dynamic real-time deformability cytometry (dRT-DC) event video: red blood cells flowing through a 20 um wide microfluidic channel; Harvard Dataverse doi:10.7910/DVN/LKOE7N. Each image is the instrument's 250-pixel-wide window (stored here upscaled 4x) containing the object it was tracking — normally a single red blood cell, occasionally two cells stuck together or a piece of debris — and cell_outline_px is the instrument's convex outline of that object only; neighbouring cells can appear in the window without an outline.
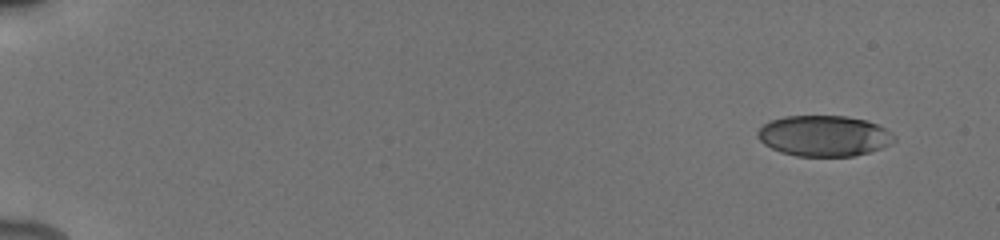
{"species": "human", "species_latin": "Homo sapiens", "temperature_condition": "cold", "stored_images_in_passage": 51, "camera_frame_rate_fps": 3000, "um_per_image_px": 0.085, "donor": {"sex": "male"}, "frame": {"image": 1, "passage_image": 1, "time_ms": 0.0, "image_size_px": [1000, 240], "cell_outline_px": [[896, 140], [892, 144], [868, 152], [852, 156], [796, 156], [780, 152], [764, 144], [756, 136], [756, 132], [764, 124], [772, 120], [784, 116], [848, 116], [868, 120], [892, 132], [896, 136]], "centroid_in_image_um": [70.05, 11.54], "position_along_channel_um": 14.9, "area_um2": 32.6}}
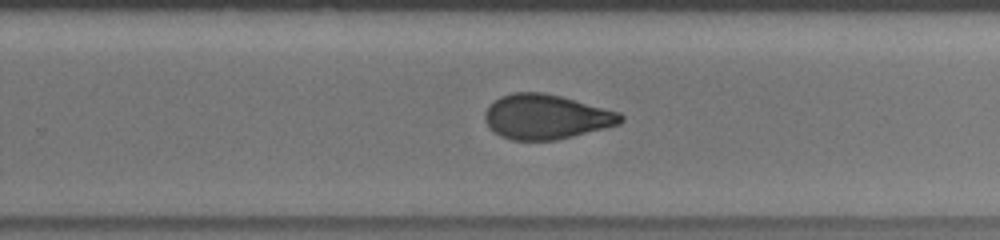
{"frame": {"image": 2, "passage_image": 34, "time_ms": 11.0, "image_size_px": [1000, 240], "cell_outline_px": [[624, 120], [620, 124], [556, 140], [512, 140], [500, 136], [488, 128], [484, 120], [484, 116], [488, 108], [500, 96], [512, 92], [544, 92], [560, 96], [620, 112], [624, 116]], "centroid_in_image_um": [46.41, 9.93], "position_along_channel_um": 283.4, "area_um2": 35.32}}
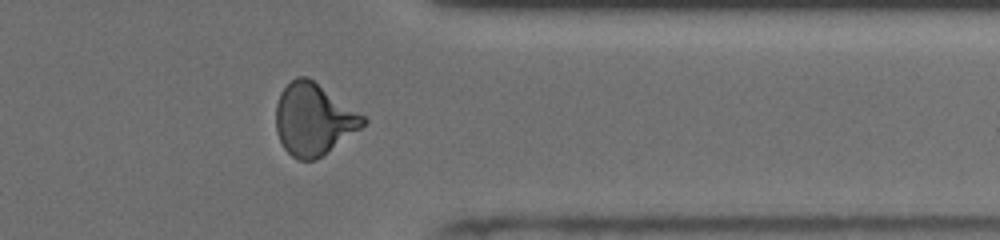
{"frame": {"image": 3, "passage_image": 42, "time_ms": 13.667, "image_size_px": [1000, 240], "cell_outline_px": [[368, 120], [360, 128], [320, 156], [312, 160], [296, 160], [284, 148], [276, 132], [276, 104], [280, 92], [296, 76], [308, 76], [364, 116]], "centroid_in_image_um": [26.61, 10.12], "position_along_channel_um": 384.8, "area_um2": 35.89}, "authors_computed_cell_mechanics": {"area_um2": 34.9112, "velocity_mm_per_s": 3.9247, "shape_relaxation_time_tau1_ms": 4.0911, "shape_relaxation_time_tau2_ms": 1.7673, "deformation_change_tau1": 0.1564, "deformation_change_tau2": 0.0772}}